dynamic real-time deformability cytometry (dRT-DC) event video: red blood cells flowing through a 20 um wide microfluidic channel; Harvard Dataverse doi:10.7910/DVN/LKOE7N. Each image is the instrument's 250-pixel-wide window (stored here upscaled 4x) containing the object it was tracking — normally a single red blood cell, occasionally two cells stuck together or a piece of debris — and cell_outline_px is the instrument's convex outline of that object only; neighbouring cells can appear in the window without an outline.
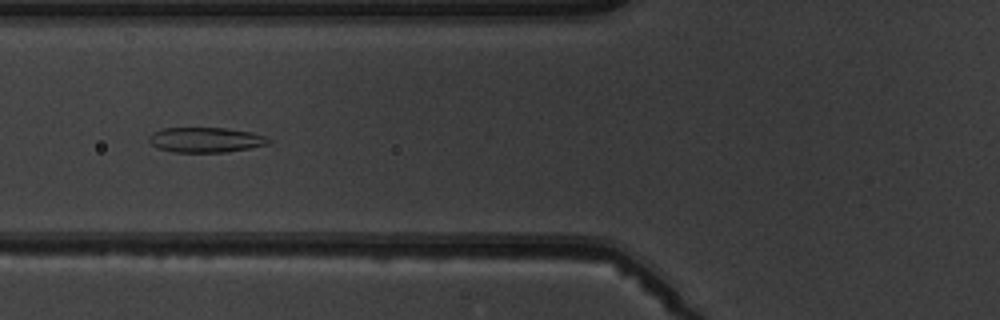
{"species": "common noctule bat (a hibernating species)", "species_latin": "Nyctalus noctula", "temperature_condition": "warm", "stored_images_in_passage": 6, "camera_frame_rate_fps": 3000, "um_per_image_px": 0.085, "animal": {"sex": "male", "body_mass_g": 19.5, "forearm_length_mm": 54.6}, "frame": {"image": 1, "passage_image": 5, "time_ms": 4.333, "image_size_px": [1000, 320], "cell_outline_px": [[272, 144], [224, 152], [176, 152], [160, 148], [152, 144], [148, 140], [148, 136], [152, 132], [164, 128], [224, 128], [252, 132], [264, 136], [272, 140]], "centroid_in_image_um": [17.51, 11.88], "position_along_channel_um": 108.3, "area_um2": 17.4}}
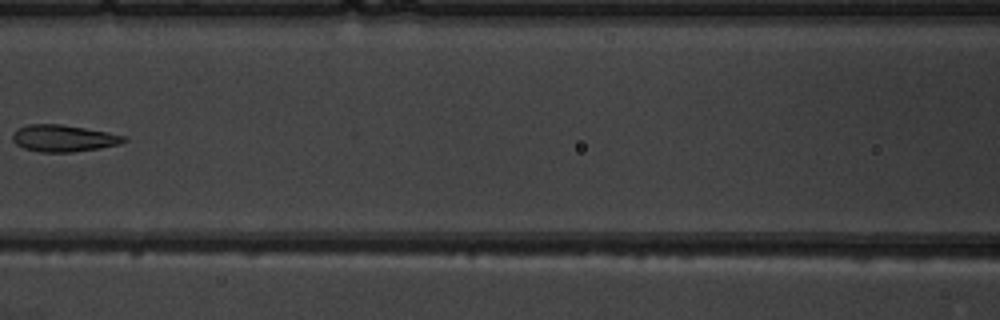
{"frame": {"image": 2, "passage_image": 6, "time_ms": 5.667, "image_size_px": [1000, 320], "cell_outline_px": [[128, 140], [120, 144], [100, 148], [72, 152], [40, 152], [24, 148], [16, 144], [12, 140], [12, 132], [16, 128], [28, 124], [60, 124], [108, 132], [128, 136]], "centroid_in_image_um": [5.4, 11.75], "position_along_channel_um": 161.2, "area_um2": 17.57}}